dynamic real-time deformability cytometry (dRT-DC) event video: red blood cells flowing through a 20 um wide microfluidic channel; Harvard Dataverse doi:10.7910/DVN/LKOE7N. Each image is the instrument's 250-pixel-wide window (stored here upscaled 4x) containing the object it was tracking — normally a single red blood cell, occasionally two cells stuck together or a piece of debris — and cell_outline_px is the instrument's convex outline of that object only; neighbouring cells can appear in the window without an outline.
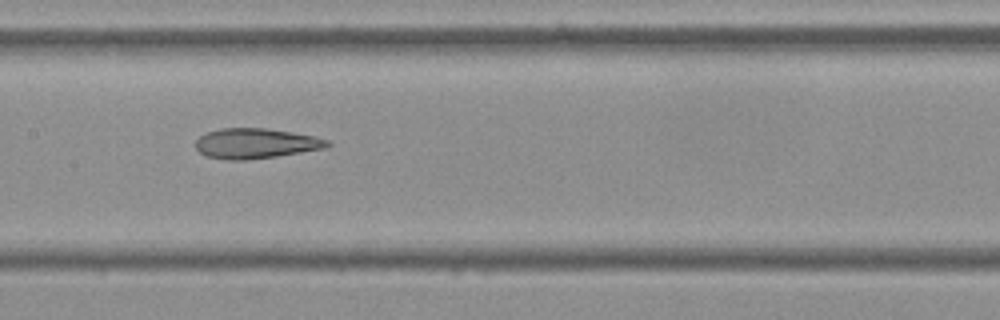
{"species": "Egyptian fruit bat (a non-hibernating species)", "species_latin": "Rousettus aegyptiacus", "temperature_condition": "cold", "stored_images_in_passage": 14, "camera_frame_rate_fps": 3000, "um_per_image_px": 0.085, "frame": {"image": 1, "passage_image": 7, "time_ms": 2.0, "image_size_px": [1000, 320], "cell_outline_px": [[332, 144], [328, 148], [276, 156], [244, 160], [228, 160], [208, 156], [200, 152], [196, 148], [196, 140], [200, 136], [208, 132], [220, 128], [264, 128], [292, 132], [316, 136], [328, 140]], "centroid_in_image_um": [21.78, 12.19], "position_along_channel_um": 185.6, "area_um2": 23.12}}
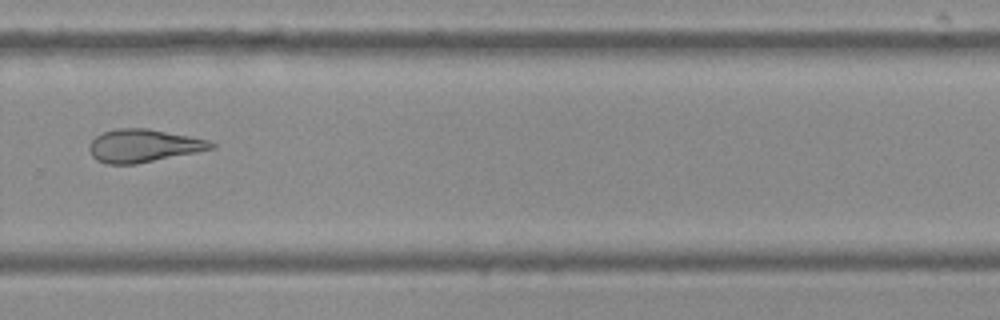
{"frame": {"image": 2, "passage_image": 10, "time_ms": 3.0, "image_size_px": [1000, 320], "cell_outline_px": [[216, 148], [136, 164], [108, 164], [96, 160], [92, 156], [88, 148], [88, 144], [96, 136], [104, 132], [116, 128], [148, 128], [208, 140], [216, 144]], "centroid_in_image_um": [12.17, 12.39], "position_along_channel_um": 317.6, "area_um2": 23.35}}
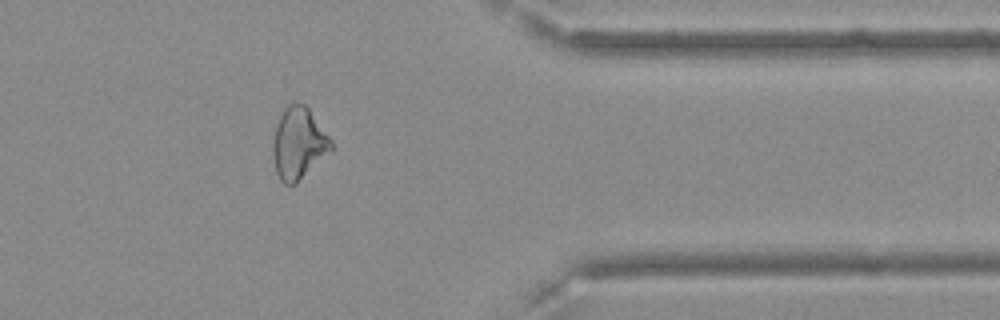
{"frame": {"image": 3, "passage_image": 12, "time_ms": 3.667, "image_size_px": [1000, 320], "cell_outline_px": [[332, 152], [296, 184], [284, 184], [280, 180], [276, 172], [272, 156], [272, 140], [276, 124], [284, 108], [288, 104], [304, 104], [308, 108], [332, 140]], "centroid_in_image_um": [25.37, 12.22], "position_along_channel_um": 386.0, "area_um2": 24.57}}